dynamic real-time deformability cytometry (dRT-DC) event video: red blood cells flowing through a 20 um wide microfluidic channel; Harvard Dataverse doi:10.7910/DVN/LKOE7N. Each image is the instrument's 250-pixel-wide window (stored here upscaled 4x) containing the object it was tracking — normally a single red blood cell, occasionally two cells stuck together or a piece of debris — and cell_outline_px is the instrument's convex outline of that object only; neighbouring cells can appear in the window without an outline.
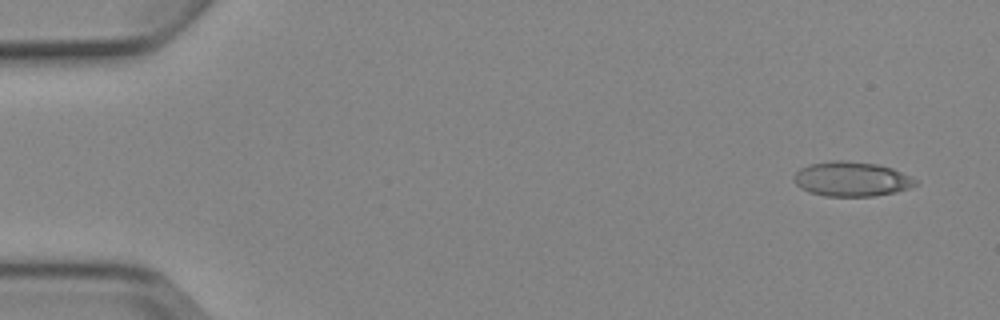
{"species": "Egyptian fruit bat (a non-hibernating species)", "species_latin": "Rousettus aegyptiacus", "temperature_condition": "cold", "stored_images_in_passage": 7, "camera_frame_rate_fps": 3000, "um_per_image_px": 0.085, "animal": {"sex": "female"}, "frame": {"image": 1, "passage_image": 1, "time_ms": 0.0, "image_size_px": [1000, 320], "cell_outline_px": [[920, 184], [896, 192], [872, 196], [824, 196], [808, 192], [800, 188], [796, 184], [796, 172], [800, 168], [808, 164], [832, 160], [844, 160], [876, 164], [892, 168], [916, 180]], "centroid_in_image_um": [72.37, 15.22], "position_along_channel_um": 12.6, "area_um2": 24.45}}
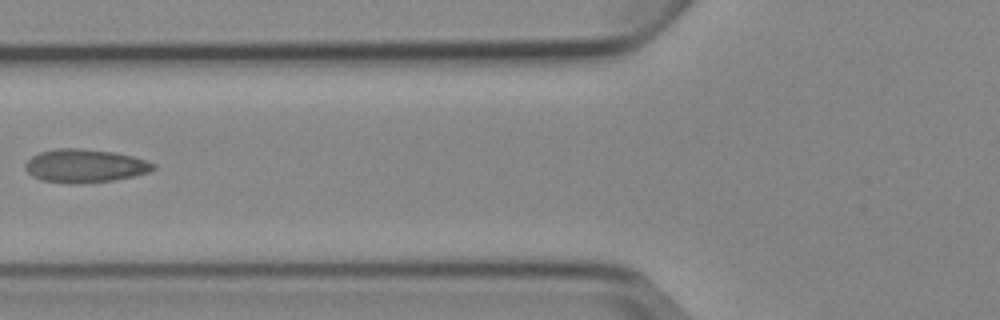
{"frame": {"image": 2, "passage_image": 6, "time_ms": 6.0, "image_size_px": [1000, 320], "cell_outline_px": [[156, 168], [148, 172], [132, 176], [112, 180], [80, 184], [68, 184], [40, 180], [32, 176], [24, 168], [24, 164], [32, 156], [40, 152], [56, 148], [80, 148], [116, 152], [132, 156], [156, 164]], "centroid_in_image_um": [7.18, 14.1], "position_along_channel_um": 118.6, "area_um2": 25.03}}
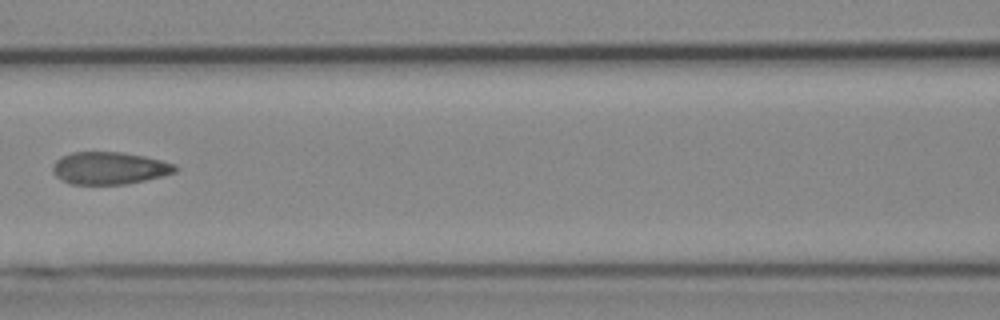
{"frame": {"image": 3, "passage_image": 7, "time_ms": 7.0, "image_size_px": [1000, 320], "cell_outline_px": [[180, 168], [176, 172], [164, 176], [128, 184], [72, 184], [60, 180], [52, 172], [52, 168], [56, 160], [60, 156], [72, 152], [120, 152], [144, 156], [176, 164]], "centroid_in_image_um": [9.31, 14.29], "position_along_channel_um": 157.3, "area_um2": 23.35}}